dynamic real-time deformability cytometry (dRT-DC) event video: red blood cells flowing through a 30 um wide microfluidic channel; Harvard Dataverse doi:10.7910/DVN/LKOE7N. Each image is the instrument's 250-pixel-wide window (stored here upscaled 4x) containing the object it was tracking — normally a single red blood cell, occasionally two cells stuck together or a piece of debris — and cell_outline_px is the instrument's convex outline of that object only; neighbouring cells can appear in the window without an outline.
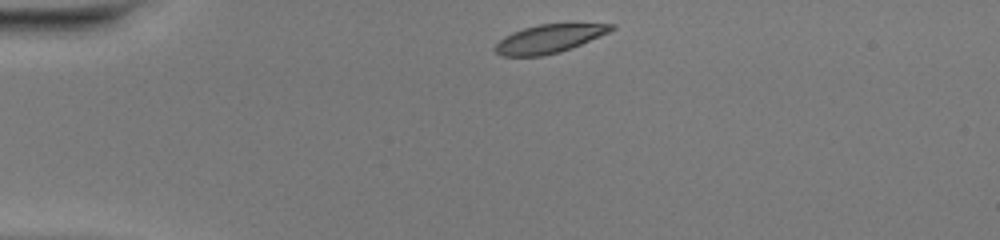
{"species": "common noctule bat (a hibernating species)", "species_latin": "Nyctalus noctula", "temperature_condition": "warm", "stored_images_in_passage": 40, "camera_frame_rate_fps": 3000, "um_per_image_px": 0.085, "animal": {"sex": "female", "body_mass_g": 20.0, "forearm_length_mm": 54.0}, "frame": {"image": 1, "passage_image": 1, "time_ms": 0.0, "image_size_px": [1000, 240], "cell_outline_px": [[616, 28], [608, 32], [572, 48], [560, 52], [540, 56], [500, 56], [492, 48], [504, 36], [512, 32], [524, 28], [540, 24], [616, 24]], "centroid_in_image_um": [46.63, 3.3], "position_along_channel_um": 38.4, "area_um2": 19.07}}
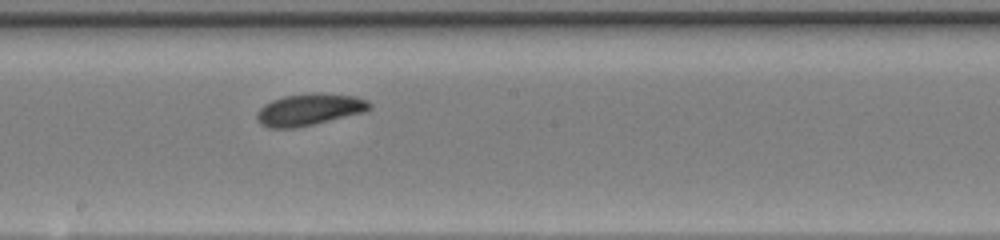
{"frame": {"image": 2, "passage_image": 18, "time_ms": 5.667, "image_size_px": [1000, 240], "cell_outline_px": [[372, 108], [364, 112], [296, 128], [268, 128], [260, 124], [256, 120], [256, 112], [264, 104], [272, 100], [284, 96], [316, 92], [356, 96], [368, 100], [372, 104]], "centroid_in_image_um": [26.28, 9.31], "position_along_channel_um": 221.9, "area_um2": 21.04}}
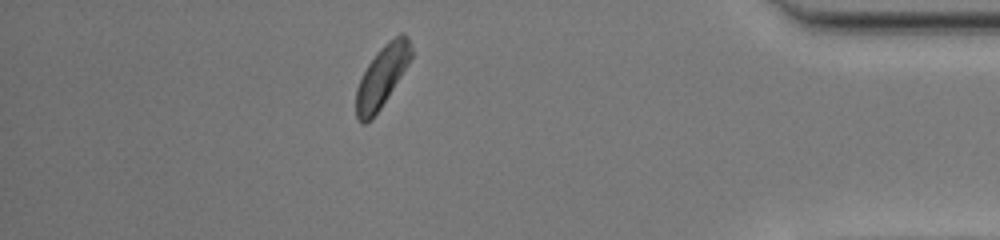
{"frame": {"image": 3, "passage_image": 34, "time_ms": 11.0, "image_size_px": [1000, 240], "cell_outline_px": [[412, 56], [408, 64], [380, 108], [372, 120], [364, 124], [360, 124], [356, 116], [356, 88], [368, 64], [380, 48], [388, 40], [400, 32], [404, 32], [408, 36], [412, 52]], "centroid_in_image_um": [32.46, 6.49], "position_along_channel_um": 402.7, "area_um2": 19.54}, "authors_computed_cell_mechanics": {"area_um2": 19.7098, "velocity_mm_per_s": 4.0769, "shape_relaxation_time_tau1_ms": 1.3789, "shape_relaxation_time_tau2_ms": 2.257, "deformation_change_tau1": 0.1021, "deformation_change_tau2": 0.0866}}